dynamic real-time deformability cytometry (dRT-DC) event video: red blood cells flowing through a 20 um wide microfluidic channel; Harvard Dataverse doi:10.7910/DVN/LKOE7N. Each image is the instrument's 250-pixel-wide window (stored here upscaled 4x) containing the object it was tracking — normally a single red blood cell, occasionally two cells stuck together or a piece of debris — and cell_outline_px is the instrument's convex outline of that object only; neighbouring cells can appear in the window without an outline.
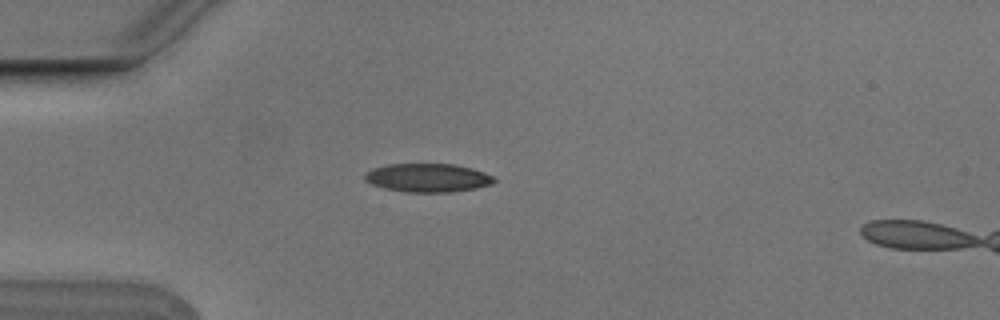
{"species": "Egyptian fruit bat (a non-hibernating species)", "species_latin": "Rousettus aegyptiacus", "temperature_condition": "cold", "stored_images_in_passage": 5, "camera_frame_rate_fps": 3000, "um_per_image_px": 0.085, "animal": {"sex": "male"}, "frame": {"image": 1, "passage_image": 5, "time_ms": 1.333, "image_size_px": [1000, 320], "cell_outline_px": [[496, 180], [492, 184], [476, 188], [452, 192], [408, 192], [384, 188], [372, 184], [364, 180], [364, 172], [372, 168], [388, 164], [456, 164], [472, 168], [484, 172], [492, 176]], "centroid_in_image_um": [36.34, 15.1], "position_along_channel_um": 48.7, "area_um2": 21.62}}